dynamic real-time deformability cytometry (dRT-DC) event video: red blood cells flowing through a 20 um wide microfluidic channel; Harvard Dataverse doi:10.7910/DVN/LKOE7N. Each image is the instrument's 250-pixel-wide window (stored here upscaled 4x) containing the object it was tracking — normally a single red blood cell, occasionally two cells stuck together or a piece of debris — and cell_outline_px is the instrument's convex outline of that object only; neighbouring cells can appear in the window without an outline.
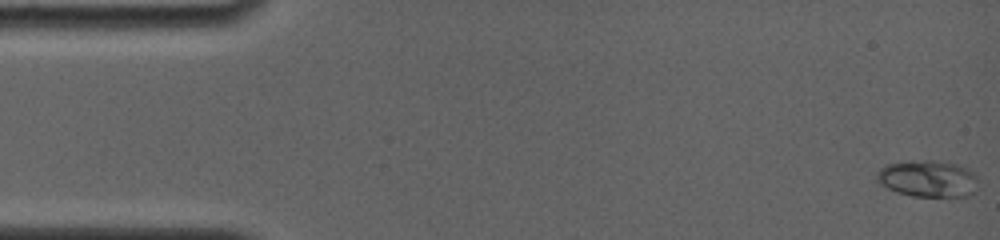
{"species": "common noctule bat (a hibernating species)", "species_latin": "Nyctalus noctula", "temperature_condition": "room temperature", "stored_images_in_passage": 12, "camera_frame_rate_fps": 4000, "um_per_image_px": 0.085, "animal": {"sex": "female", "body_mass_g": 19.0, "forearm_length_mm": 56.7}, "frame": {"image": 1, "passage_image": 1, "time_ms": 0.0, "image_size_px": [1000, 240], "cell_outline_px": [[976, 180], [972, 192], [968, 196], [912, 196], [896, 192], [880, 184], [876, 180], [876, 172], [880, 168], [888, 164], [924, 160], [932, 160], [956, 164], [968, 168], [976, 176]], "centroid_in_image_um": [78.82, 15.18], "position_along_channel_um": 6.2, "area_um2": 21.39}}
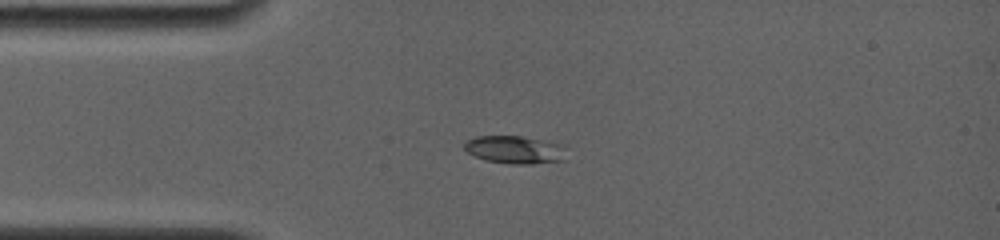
{"frame": {"image": 2, "passage_image": 10, "time_ms": 3.75, "image_size_px": [1000, 240], "cell_outline_px": [[568, 144], [564, 160], [532, 164], [508, 164], [484, 160], [468, 152], [464, 148], [464, 144], [468, 140], [476, 136], [520, 136]], "centroid_in_image_um": [43.84, 12.72], "position_along_channel_um": 41.2, "area_um2": 16.88}}